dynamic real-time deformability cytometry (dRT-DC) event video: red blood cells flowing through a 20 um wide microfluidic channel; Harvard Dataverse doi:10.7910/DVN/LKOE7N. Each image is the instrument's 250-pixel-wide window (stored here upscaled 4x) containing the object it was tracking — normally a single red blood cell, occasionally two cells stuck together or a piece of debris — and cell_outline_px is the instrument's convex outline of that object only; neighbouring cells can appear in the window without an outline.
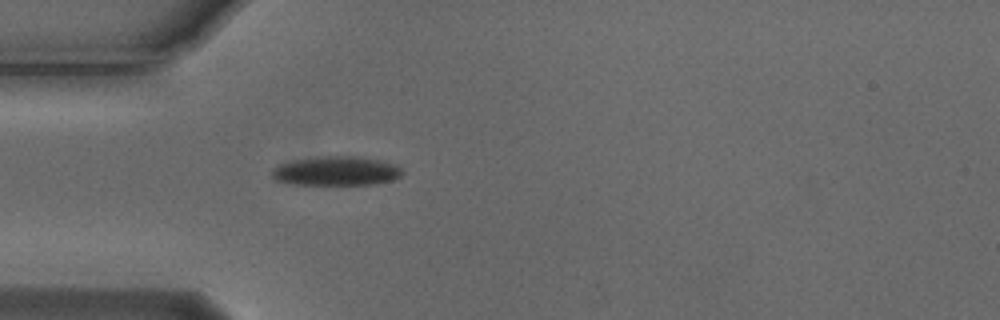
{"species": "Egyptian fruit bat (a non-hibernating species)", "species_latin": "Rousettus aegyptiacus", "temperature_condition": "cold", "stored_images_in_passage": 1, "camera_frame_rate_fps": 3000, "um_per_image_px": 0.085, "animal": {"sex": "male"}, "frame": {"image": 1, "passage_image": 1, "time_ms": 0.0, "image_size_px": [1000, 320], "cell_outline_px": [[404, 172], [400, 176], [392, 180], [372, 184], [288, 184], [276, 180], [272, 176], [272, 168], [280, 164], [292, 160], [324, 156], [352, 156], [380, 160], [396, 164]], "centroid_in_image_um": [28.56, 14.53], "position_along_channel_um": 56.4, "area_um2": 22.08}}